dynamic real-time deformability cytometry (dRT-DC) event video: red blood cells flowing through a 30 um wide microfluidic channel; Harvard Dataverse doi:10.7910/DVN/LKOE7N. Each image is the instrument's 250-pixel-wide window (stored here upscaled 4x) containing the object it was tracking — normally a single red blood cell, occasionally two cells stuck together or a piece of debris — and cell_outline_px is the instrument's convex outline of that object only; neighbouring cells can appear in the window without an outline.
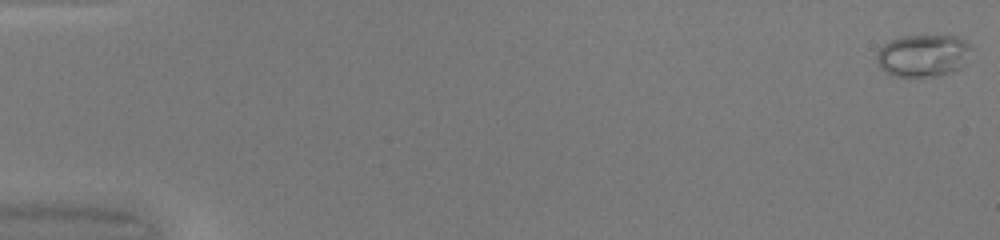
{"species": "common noctule bat (a hibernating species)", "species_latin": "Nyctalus noctula", "temperature_condition": "warm", "stored_images_in_passage": 50, "camera_frame_rate_fps": 3000, "um_per_image_px": 0.085, "animal": {"sex": "female", "body_mass_g": 20.0, "forearm_length_mm": 54.0}, "frame": {"image": 1, "passage_image": 1, "time_ms": 0.0, "image_size_px": [1000, 240], "cell_outline_px": [[972, 48], [964, 64], [960, 68], [952, 72], [940, 76], [892, 76], [880, 68], [876, 60], [876, 52], [884, 44], [892, 40], [904, 36], [956, 36], [964, 40]], "centroid_in_image_um": [78.45, 4.73], "position_along_channel_um": 6.5, "area_um2": 23.29}}
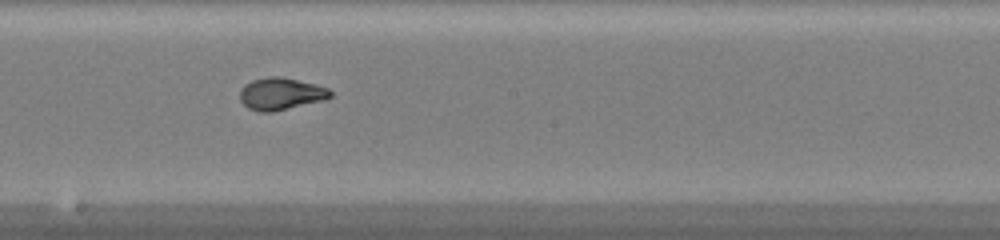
{"frame": {"image": 2, "passage_image": 29, "time_ms": 9.333, "image_size_px": [1000, 240], "cell_outline_px": [[332, 96], [324, 100], [272, 112], [260, 112], [248, 108], [240, 100], [240, 88], [244, 84], [252, 80], [268, 76], [280, 76], [316, 84], [328, 88], [332, 92]], "centroid_in_image_um": [23.86, 7.96], "position_along_channel_um": 224.3, "area_um2": 17.05}}
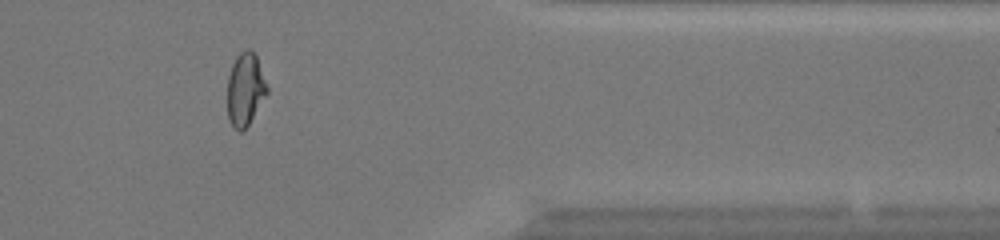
{"frame": {"image": 3, "passage_image": 42, "time_ms": 13.667, "image_size_px": [1000, 240], "cell_outline_px": [[268, 92], [248, 124], [240, 132], [232, 128], [228, 120], [228, 76], [232, 64], [236, 56], [240, 52], [248, 48], [256, 56], [268, 88]], "centroid_in_image_um": [20.82, 7.6], "position_along_channel_um": 390.6, "area_um2": 16.65}, "authors_computed_cell_mechanics": {"area_um2": 18.2937, "velocity_mm_per_s": 4.2444, "shape_relaxation_time_tau1_ms": 9.7691, "shape_relaxation_time_tau2_ms": null, "deformation_change_tau1": 0.3653, "deformation_change_tau2": null}}